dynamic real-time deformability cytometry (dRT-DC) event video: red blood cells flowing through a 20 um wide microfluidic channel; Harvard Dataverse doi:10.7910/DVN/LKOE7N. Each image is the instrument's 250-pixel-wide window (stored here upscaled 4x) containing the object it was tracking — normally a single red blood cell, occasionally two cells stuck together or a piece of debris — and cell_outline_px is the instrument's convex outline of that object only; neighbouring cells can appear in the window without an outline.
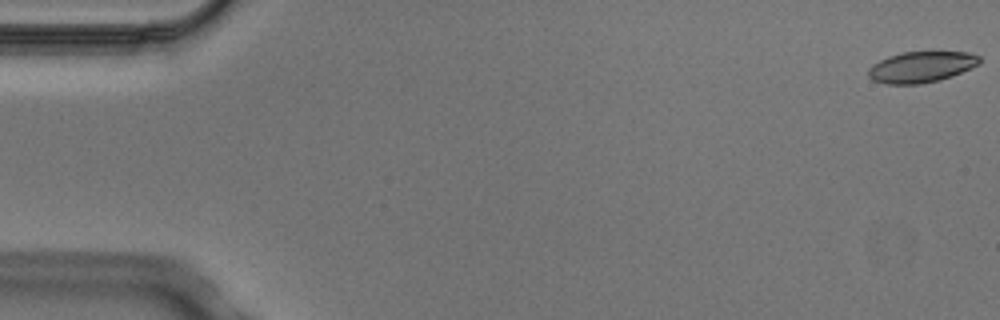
{"species": "Egyptian fruit bat (a non-hibernating species)", "species_latin": "Rousettus aegyptiacus", "temperature_condition": "cold", "stored_images_in_passage": 2, "camera_frame_rate_fps": 3000, "um_per_image_px": 0.085, "animal": {"sex": "male"}, "frame": {"image": 1, "passage_image": 1, "time_ms": 0.0, "image_size_px": [1000, 320], "cell_outline_px": [[980, 64], [952, 76], [940, 80], [920, 84], [888, 84], [872, 80], [868, 76], [868, 68], [872, 64], [888, 56], [904, 52], [968, 52], [980, 56]], "centroid_in_image_um": [78.3, 5.69], "position_along_channel_um": 6.7, "area_um2": 20.11}}
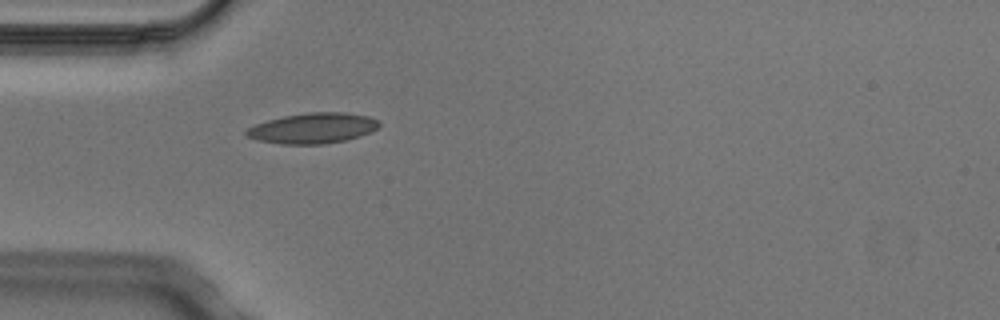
{"frame": {"image": 2, "passage_image": 2, "time_ms": 0.333, "image_size_px": [1000, 320], "cell_outline_px": [[380, 128], [372, 132], [348, 140], [324, 144], [280, 144], [256, 140], [244, 136], [244, 132], [248, 128], [256, 124], [268, 120], [284, 116], [308, 112], [344, 112], [368, 116], [380, 120]], "centroid_in_image_um": [26.62, 10.9], "position_along_channel_um": 58.4, "area_um2": 23.93}}